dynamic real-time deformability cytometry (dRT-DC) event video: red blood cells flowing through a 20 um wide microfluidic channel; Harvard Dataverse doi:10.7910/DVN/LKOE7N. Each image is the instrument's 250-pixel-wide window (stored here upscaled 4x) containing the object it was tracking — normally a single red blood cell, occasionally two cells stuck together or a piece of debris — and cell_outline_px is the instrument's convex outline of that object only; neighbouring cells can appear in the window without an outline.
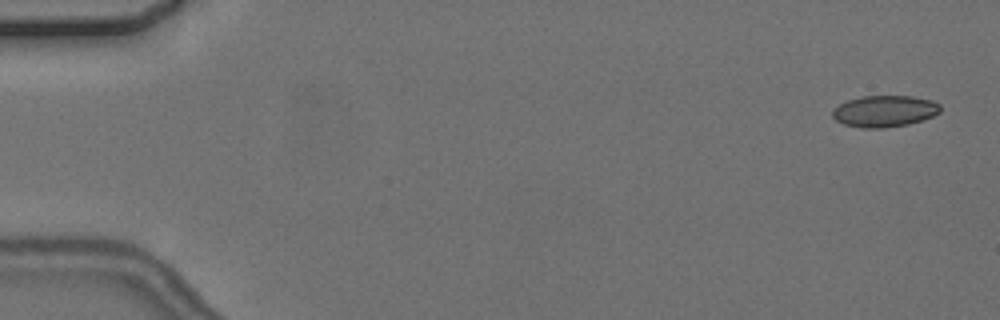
{"species": "common noctule bat (a hibernating species)", "species_latin": "Nyctalus noctula", "temperature_condition": "cold", "stored_images_in_passage": 4, "camera_frame_rate_fps": 3000, "um_per_image_px": 0.085, "animal": {"sex": "female", "body_mass_g": 24.6, "forearm_length_mm": 56.2}, "frame": {"image": 1, "passage_image": 1, "time_ms": 0.0, "image_size_px": [1000, 320], "cell_outline_px": [[940, 112], [932, 116], [908, 124], [884, 128], [860, 128], [844, 124], [836, 120], [832, 116], [832, 108], [848, 100], [864, 96], [912, 96], [932, 100], [940, 104]], "centroid_in_image_um": [75.17, 9.45], "position_along_channel_um": 9.8, "area_um2": 19.77}}